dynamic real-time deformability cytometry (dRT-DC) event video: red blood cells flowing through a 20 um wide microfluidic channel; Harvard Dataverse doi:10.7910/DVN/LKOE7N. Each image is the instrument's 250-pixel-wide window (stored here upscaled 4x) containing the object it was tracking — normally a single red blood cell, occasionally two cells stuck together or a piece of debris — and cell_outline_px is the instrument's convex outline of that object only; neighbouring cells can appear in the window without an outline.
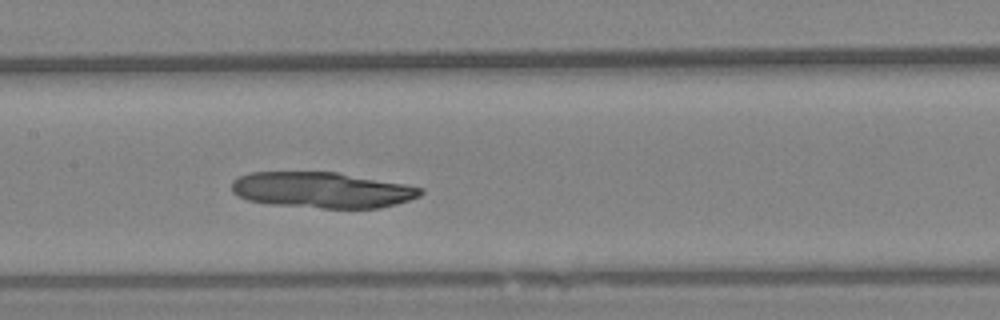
{"species": "Egyptian fruit bat (a non-hibernating species)", "species_latin": "Rousettus aegyptiacus", "temperature_condition": "warm", "stored_images_in_passage": 54, "camera_frame_rate_fps": 3000, "um_per_image_px": 0.085, "animal": {"sex": "female"}, "frame": {"image": 1, "passage_image": 23, "time_ms": 7.333, "image_size_px": [1000, 320], "cell_outline_px": [[424, 192], [420, 196], [396, 204], [380, 208], [320, 208], [268, 204], [248, 200], [232, 192], [232, 180], [236, 176], [252, 172], [336, 172], [404, 184], [424, 188]], "centroid_in_image_um": [27.35, 16.15], "position_along_channel_um": 180.0, "area_um2": 39.54}}
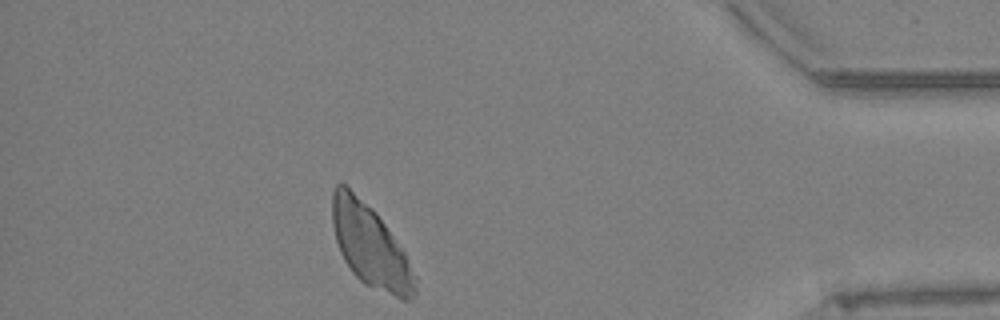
{"frame": {"image": 2, "passage_image": 47, "time_ms": 15.333, "image_size_px": [1000, 320], "cell_outline_px": [[416, 292], [408, 300], [400, 300], [364, 284], [352, 272], [344, 260], [340, 252], [336, 240], [332, 224], [332, 192], [336, 184], [340, 180], [372, 208], [376, 212], [404, 252], [416, 276]], "centroid_in_image_um": [31.46, 20.91], "position_along_channel_um": 403.7, "area_um2": 39.65}}